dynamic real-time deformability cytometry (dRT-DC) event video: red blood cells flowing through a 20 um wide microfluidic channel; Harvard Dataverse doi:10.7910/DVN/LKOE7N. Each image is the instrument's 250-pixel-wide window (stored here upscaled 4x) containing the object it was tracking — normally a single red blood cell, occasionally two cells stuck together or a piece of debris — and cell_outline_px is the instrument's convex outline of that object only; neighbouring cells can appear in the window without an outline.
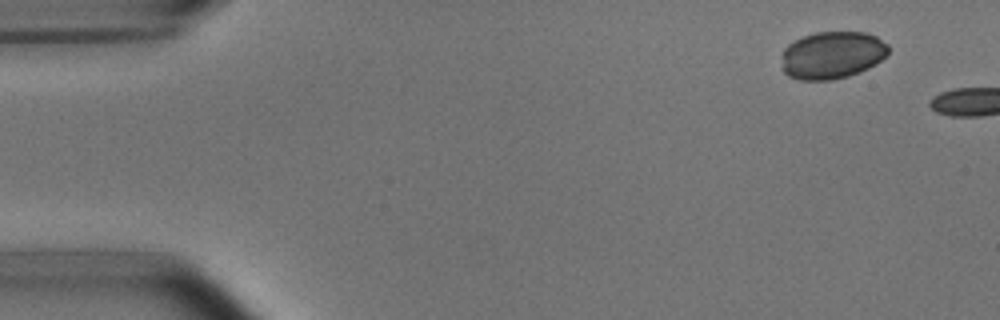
{"species": "common noctule bat (a hibernating species)", "species_latin": "Nyctalus noctula", "temperature_condition": "room temperature", "stored_images_in_passage": 2, "camera_frame_rate_fps": 3000, "um_per_image_px": 0.085, "animal": {"sex": "male", "body_mass_g": 15.6}, "frame": {"image": 1, "passage_image": 1, "time_ms": 0.0, "image_size_px": [1000, 320], "cell_outline_px": [[888, 52], [880, 60], [868, 68], [860, 72], [848, 76], [832, 80], [800, 80], [788, 76], [784, 72], [784, 48], [788, 44], [804, 36], [816, 32], [868, 32], [876, 36], [888, 44]], "centroid_in_image_um": [70.76, 4.68], "position_along_channel_um": 14.2, "area_um2": 29.3}}